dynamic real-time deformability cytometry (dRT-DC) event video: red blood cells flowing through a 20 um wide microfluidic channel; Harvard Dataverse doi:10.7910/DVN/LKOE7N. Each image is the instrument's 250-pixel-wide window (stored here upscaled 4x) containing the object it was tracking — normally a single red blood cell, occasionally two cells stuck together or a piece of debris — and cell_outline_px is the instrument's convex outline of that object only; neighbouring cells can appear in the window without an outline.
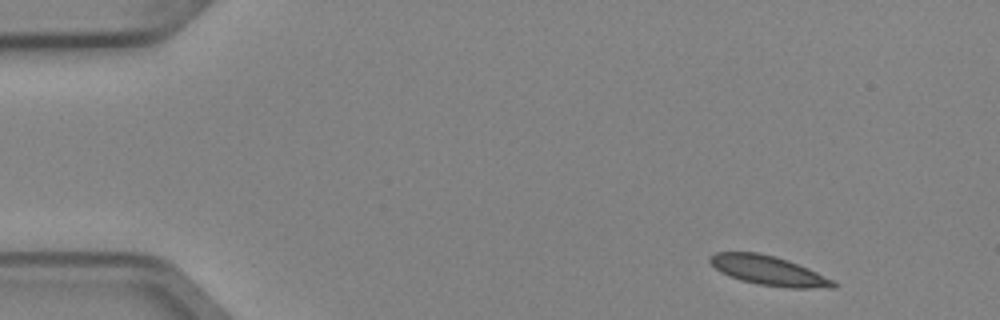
{"species": "Egyptian fruit bat (a non-hibernating species)", "species_latin": "Rousettus aegyptiacus", "temperature_condition": "cold", "stored_images_in_passage": 4, "camera_frame_rate_fps": 3000, "um_per_image_px": 0.085, "animal": {"sex": "female"}, "frame": {"image": 1, "passage_image": 1, "time_ms": 0.0, "image_size_px": [1000, 320], "cell_outline_px": [[840, 284], [836, 288], [792, 288], [756, 284], [740, 280], [728, 276], [720, 272], [708, 260], [708, 256], [716, 252], [760, 252], [776, 256], [788, 260], [808, 268], [836, 280]], "centroid_in_image_um": [65.37, 23.0], "position_along_channel_um": 19.6, "area_um2": 21.56}}
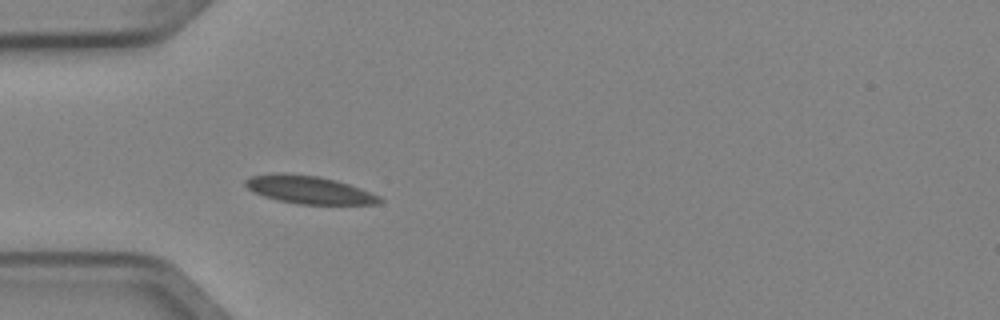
{"frame": {"image": 2, "passage_image": 4, "time_ms": 1.0, "image_size_px": [1000, 320], "cell_outline_px": [[384, 200], [380, 204], [300, 204], [280, 200], [264, 196], [248, 188], [244, 184], [244, 180], [252, 176], [276, 172], [284, 172], [320, 176], [336, 180], [360, 188], [380, 196]], "centroid_in_image_um": [26.29, 16.11], "position_along_channel_um": 58.7, "area_um2": 21.79}}